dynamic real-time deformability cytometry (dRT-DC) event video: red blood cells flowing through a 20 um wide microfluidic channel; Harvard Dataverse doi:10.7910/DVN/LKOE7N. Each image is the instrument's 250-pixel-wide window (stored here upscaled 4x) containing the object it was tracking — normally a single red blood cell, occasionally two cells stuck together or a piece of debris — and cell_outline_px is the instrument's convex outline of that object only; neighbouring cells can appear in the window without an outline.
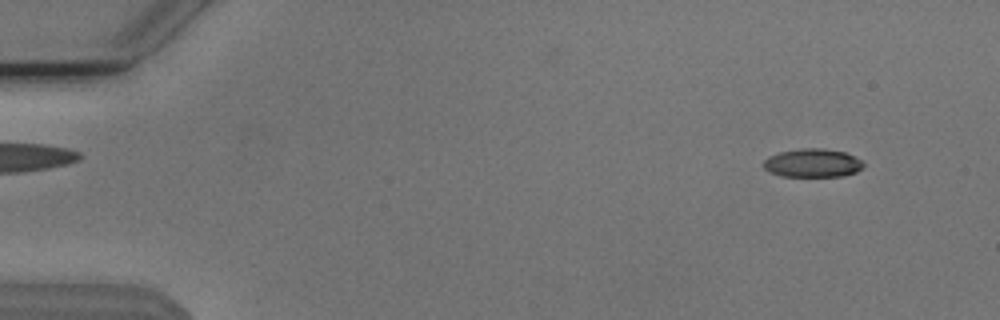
{"species": "Egyptian fruit bat (a non-hibernating species)", "species_latin": "Rousettus aegyptiacus", "temperature_condition": "cold", "stored_images_in_passage": 22, "camera_frame_rate_fps": 3000, "um_per_image_px": 0.085, "animal": {"sex": "male"}, "frame": {"image": 1, "passage_image": 4, "time_ms": 1.0, "image_size_px": [1000, 320], "cell_outline_px": [[864, 168], [856, 172], [844, 176], [780, 176], [768, 172], [764, 168], [764, 160], [768, 156], [780, 152], [804, 148], [824, 148], [844, 152], [856, 156], [864, 160]], "centroid_in_image_um": [69.11, 13.86], "position_along_channel_um": 15.9, "area_um2": 16.82}}
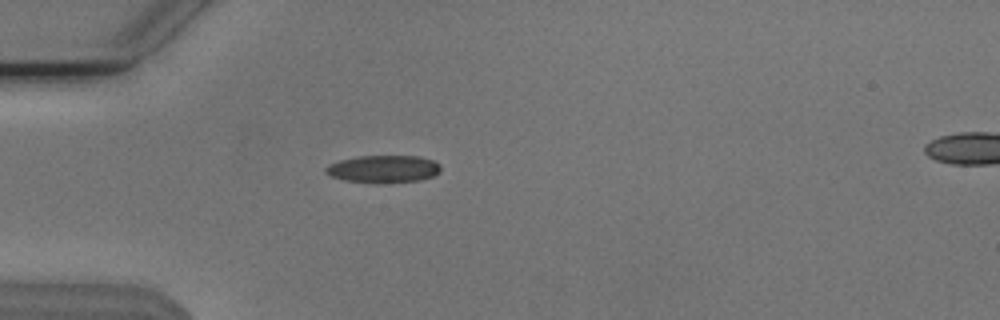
{"frame": {"image": 2, "passage_image": 15, "time_ms": 4.667, "image_size_px": [1000, 320], "cell_outline_px": [[440, 172], [432, 176], [420, 180], [380, 184], [376, 184], [344, 180], [332, 176], [324, 172], [324, 168], [340, 160], [360, 156], [420, 156], [432, 160], [440, 164]], "centroid_in_image_um": [32.6, 14.38], "position_along_channel_um": 52.4, "area_um2": 18.5}}
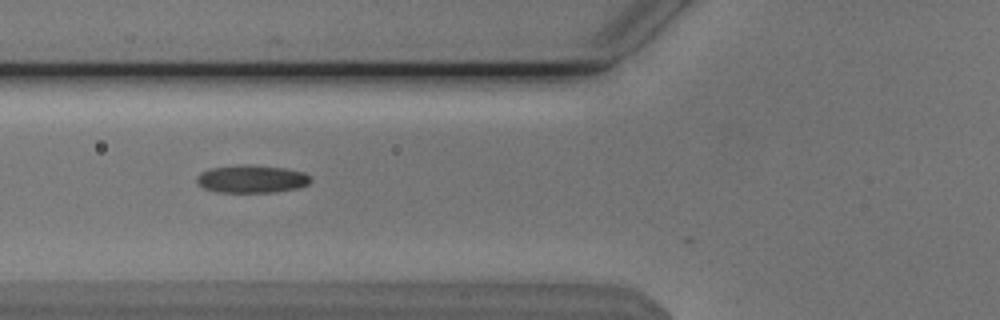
{"frame": {"image": 3, "passage_image": 20, "time_ms": 6.333, "image_size_px": [1000, 320], "cell_outline_px": [[312, 180], [308, 184], [300, 188], [276, 192], [216, 192], [204, 188], [196, 184], [196, 176], [200, 172], [212, 168], [244, 164], [248, 164], [284, 168], [304, 172], [312, 176]], "centroid_in_image_um": [21.41, 15.21], "position_along_channel_um": 104.4, "area_um2": 18.73}}